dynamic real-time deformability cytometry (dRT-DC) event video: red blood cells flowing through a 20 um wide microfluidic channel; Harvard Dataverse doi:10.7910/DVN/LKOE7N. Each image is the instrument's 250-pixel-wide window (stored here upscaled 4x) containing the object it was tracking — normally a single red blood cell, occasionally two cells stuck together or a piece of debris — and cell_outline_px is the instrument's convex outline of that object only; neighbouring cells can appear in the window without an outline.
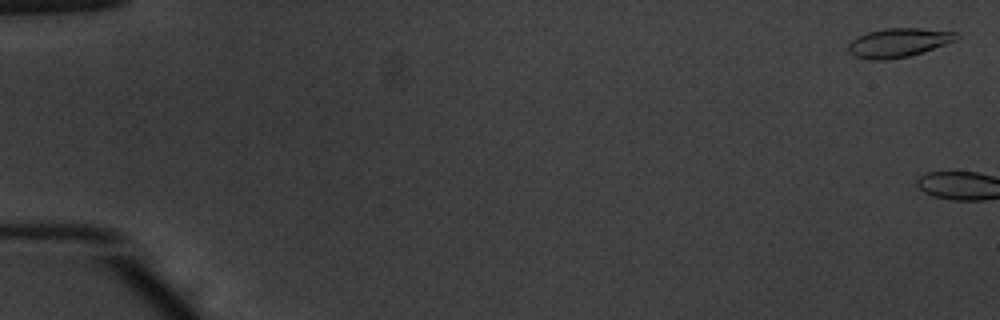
{"species": "common noctule bat (a hibernating species)", "species_latin": "Nyctalus noctula", "temperature_condition": "warm", "stored_images_in_passage": 4, "camera_frame_rate_fps": 3000, "um_per_image_px": 0.085, "animal": {"sex": "male", "body_mass_g": 20.1, "forearm_length_mm": 53.5}, "frame": {"image": 1, "passage_image": 2, "time_ms": 0.333, "image_size_px": [1000, 320], "cell_outline_px": [[960, 36], [956, 40], [908, 56], [888, 60], [872, 60], [856, 56], [848, 52], [848, 44], [856, 36], [868, 32], [884, 28], [920, 28], [956, 32]], "centroid_in_image_um": [76.33, 3.62], "position_along_channel_um": 8.7, "area_um2": 18.09}}